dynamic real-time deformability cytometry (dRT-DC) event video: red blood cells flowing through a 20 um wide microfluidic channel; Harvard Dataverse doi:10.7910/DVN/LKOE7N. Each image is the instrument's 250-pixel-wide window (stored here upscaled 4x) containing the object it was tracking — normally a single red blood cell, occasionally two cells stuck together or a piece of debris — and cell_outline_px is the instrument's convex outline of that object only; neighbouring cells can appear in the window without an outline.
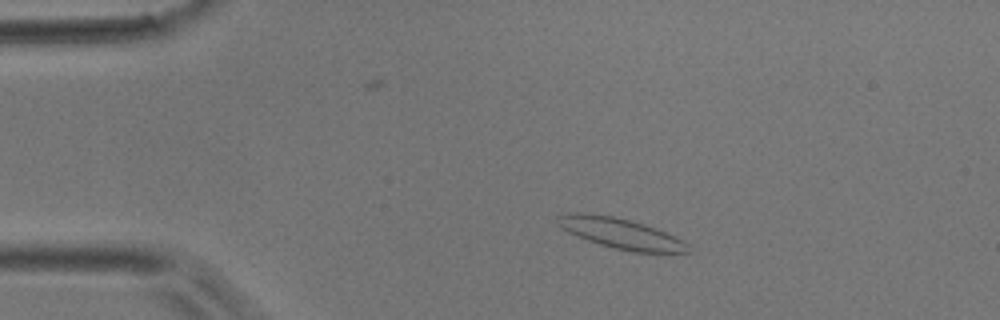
{"species": "common noctule bat (a hibernating species)", "species_latin": "Nyctalus noctula", "temperature_condition": "room temperature", "stored_images_in_passage": 22, "camera_frame_rate_fps": 3000, "um_per_image_px": 0.085, "animal": {"sex": "male", "body_mass_g": 17.9}, "frame": {"image": 1, "passage_image": 6, "time_ms": 1.667, "image_size_px": [1000, 320], "cell_outline_px": [[692, 252], [632, 252], [600, 244], [588, 240], [568, 232], [560, 224], [556, 216], [564, 212], [580, 212], [612, 216], [644, 224], [684, 240], [688, 244]], "centroid_in_image_um": [52.77, 19.83], "position_along_channel_um": 32.2, "area_um2": 22.77}}
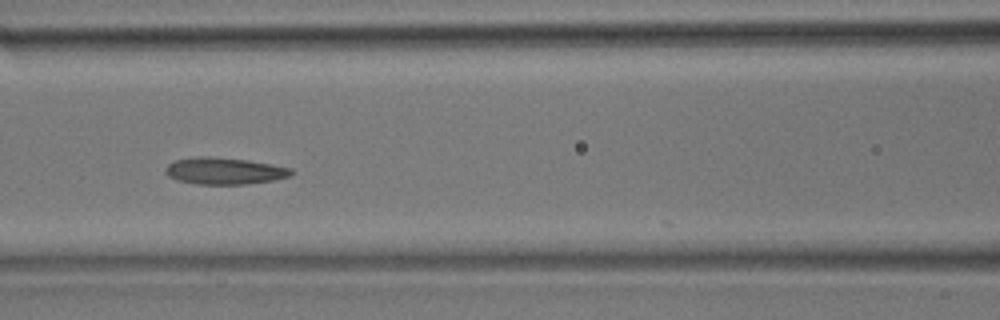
{"frame": {"image": 2, "passage_image": 17, "time_ms": 5.333, "image_size_px": [1000, 320], "cell_outline_px": [[292, 176], [272, 180], [248, 184], [196, 184], [176, 180], [168, 176], [164, 172], [164, 168], [172, 160], [200, 156], [208, 156], [248, 160], [292, 168]], "centroid_in_image_um": [19.02, 14.53], "position_along_channel_um": 147.6, "area_um2": 19.77}}
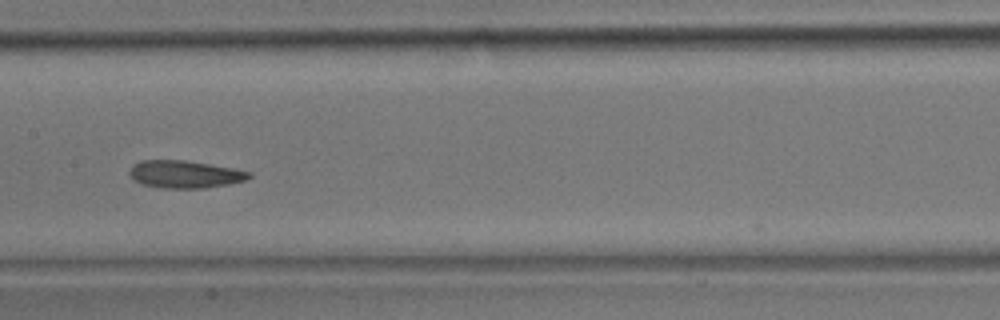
{"frame": {"image": 3, "passage_image": 20, "time_ms": 6.333, "image_size_px": [1000, 320], "cell_outline_px": [[252, 176], [244, 180], [228, 184], [204, 188], [160, 188], [144, 184], [136, 180], [128, 172], [132, 164], [140, 160], [184, 160], [232, 168], [252, 172]], "centroid_in_image_um": [15.7, 14.8], "position_along_channel_um": 191.7, "area_um2": 19.02}}